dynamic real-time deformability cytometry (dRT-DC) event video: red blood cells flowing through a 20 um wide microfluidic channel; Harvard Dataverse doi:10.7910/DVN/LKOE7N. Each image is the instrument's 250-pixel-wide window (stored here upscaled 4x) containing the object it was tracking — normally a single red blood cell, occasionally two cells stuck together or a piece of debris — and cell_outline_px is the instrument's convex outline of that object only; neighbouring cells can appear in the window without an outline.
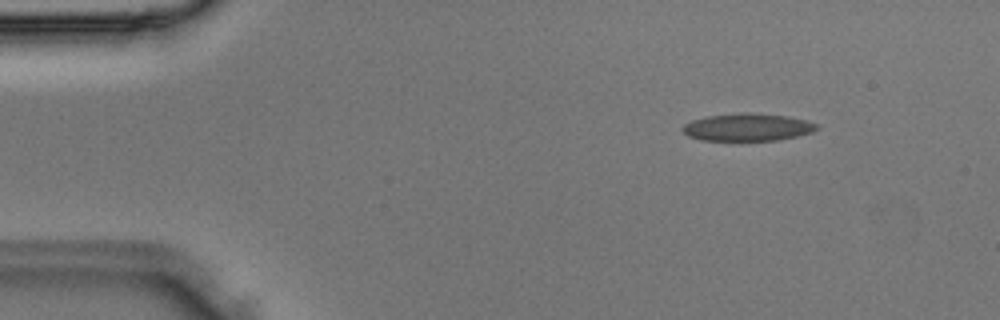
{"species": "Egyptian fruit bat (a non-hibernating species)", "species_latin": "Rousettus aegyptiacus", "temperature_condition": "room temperature", "stored_images_in_passage": 3, "camera_frame_rate_fps": 3000, "um_per_image_px": 0.085, "animal": {"sex": "male"}, "frame": {"image": 1, "passage_image": 1, "time_ms": 0.0, "image_size_px": [1000, 320], "cell_outline_px": [[820, 128], [812, 132], [796, 136], [776, 140], [700, 140], [688, 136], [680, 128], [684, 124], [692, 120], [704, 116], [740, 112], [748, 112], [788, 116], [808, 120], [820, 124]], "centroid_in_image_um": [63.55, 10.79], "position_along_channel_um": 21.4, "area_um2": 21.79}}
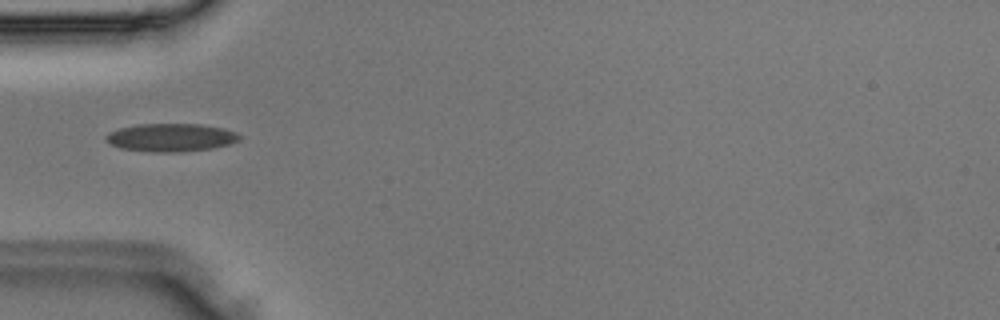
{"frame": {"image": 2, "passage_image": 3, "time_ms": 0.667, "image_size_px": [1000, 320], "cell_outline_px": [[240, 140], [232, 144], [212, 148], [184, 152], [152, 152], [120, 148], [104, 140], [104, 136], [108, 132], [120, 128], [140, 124], [200, 124], [224, 128], [236, 132], [240, 136]], "centroid_in_image_um": [14.54, 11.69], "position_along_channel_um": 70.5, "area_um2": 22.02}}